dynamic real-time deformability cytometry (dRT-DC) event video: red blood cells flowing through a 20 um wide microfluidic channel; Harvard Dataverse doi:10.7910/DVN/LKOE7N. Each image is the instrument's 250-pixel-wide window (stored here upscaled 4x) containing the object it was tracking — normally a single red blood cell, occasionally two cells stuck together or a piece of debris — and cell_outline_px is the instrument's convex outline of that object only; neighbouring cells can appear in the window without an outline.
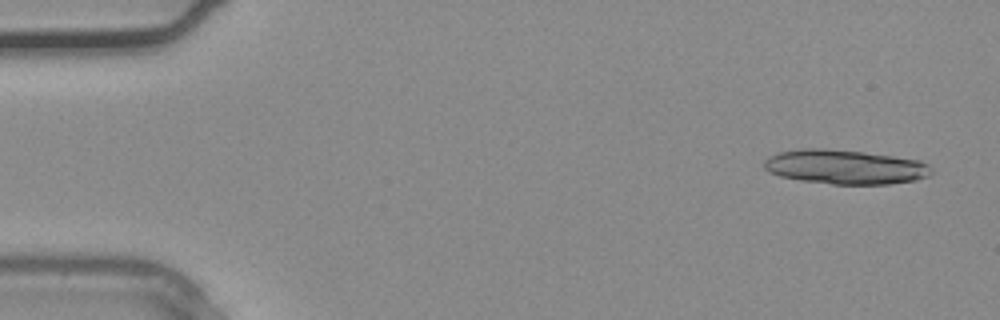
{"species": "common noctule bat (a hibernating species)", "species_latin": "Nyctalus noctula", "temperature_condition": "warm", "stored_images_in_passage": 3, "camera_frame_rate_fps": 3000, "um_per_image_px": 0.085, "animal": {"sex": "male", "body_mass_g": 20.4}, "frame": {"image": 1, "passage_image": 1, "time_ms": 0.0, "image_size_px": [1000, 320], "cell_outline_px": [[932, 176], [916, 180], [888, 184], [832, 184], [800, 180], [780, 176], [768, 172], [764, 168], [764, 160], [780, 152], [800, 148], [824, 148], [864, 152], [920, 160], [928, 164], [932, 168]], "centroid_in_image_um": [71.87, 14.19], "position_along_channel_um": 13.1, "area_um2": 33.64}}